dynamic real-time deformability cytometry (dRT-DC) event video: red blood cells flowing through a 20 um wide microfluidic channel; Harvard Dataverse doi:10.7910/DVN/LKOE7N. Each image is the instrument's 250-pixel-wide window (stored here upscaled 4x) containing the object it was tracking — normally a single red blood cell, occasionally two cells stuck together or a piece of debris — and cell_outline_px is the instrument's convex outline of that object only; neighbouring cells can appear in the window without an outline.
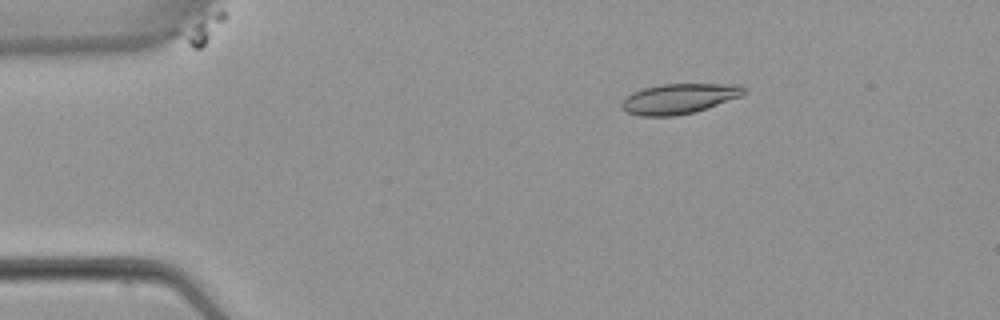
{"species": "common noctule bat (a hibernating species)", "species_latin": "Nyctalus noctula", "temperature_condition": "warm", "stored_images_in_passage": 3, "camera_frame_rate_fps": 3000, "um_per_image_px": 0.085, "animal": {"sex": "female", "body_mass_g": 22.7, "forearm_length_mm": 54.2}, "frame": {"image": 1, "passage_image": 1, "time_ms": 0.0, "image_size_px": [1000, 320], "cell_outline_px": [[748, 92], [740, 96], [692, 112], [676, 116], [640, 116], [628, 112], [620, 104], [632, 92], [644, 88], [660, 84], [740, 84], [748, 88]], "centroid_in_image_um": [57.74, 8.37], "position_along_channel_um": 27.3, "area_um2": 21.21}}
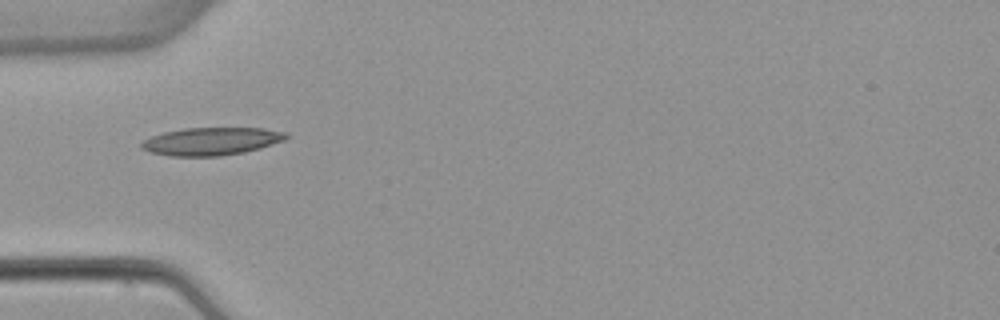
{"frame": {"image": 2, "passage_image": 3, "time_ms": 2.667, "image_size_px": [1000, 320], "cell_outline_px": [[292, 136], [284, 140], [260, 148], [244, 152], [220, 156], [168, 156], [152, 152], [140, 148], [140, 144], [144, 140], [152, 136], [164, 132], [184, 128], [264, 128], [288, 132]], "centroid_in_image_um": [18.0, 12.0], "position_along_channel_um": 67.0, "area_um2": 23.52}}